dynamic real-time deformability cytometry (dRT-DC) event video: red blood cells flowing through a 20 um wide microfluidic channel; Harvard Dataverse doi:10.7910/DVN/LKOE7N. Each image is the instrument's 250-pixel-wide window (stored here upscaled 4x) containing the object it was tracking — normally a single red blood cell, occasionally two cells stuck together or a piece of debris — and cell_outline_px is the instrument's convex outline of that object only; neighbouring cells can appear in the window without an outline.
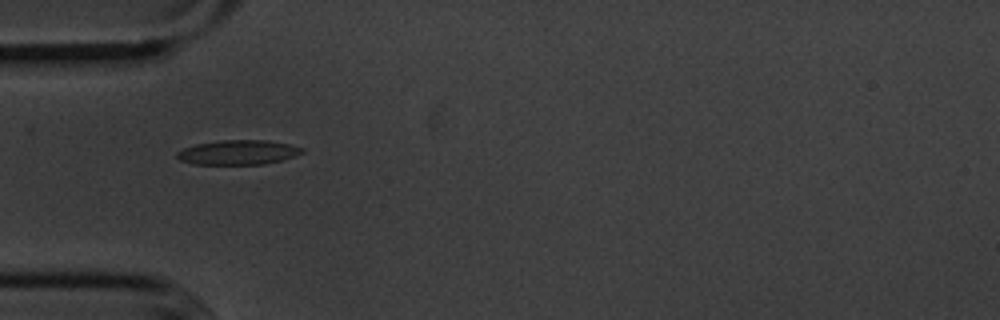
{"species": "common noctule bat (a hibernating species)", "species_latin": "Nyctalus noctula", "temperature_condition": "cold", "stored_images_in_passage": 39, "camera_frame_rate_fps": 3000, "um_per_image_px": 0.085, "animal": {"sex": "male", "body_mass_g": 20.1, "forearm_length_mm": 53.5}, "frame": {"image": 1, "passage_image": 1, "time_ms": 0.0, "image_size_px": [1000, 320], "cell_outline_px": [[304, 152], [296, 156], [264, 164], [192, 164], [180, 160], [176, 156], [176, 152], [184, 148], [196, 144], [220, 140], [264, 140], [288, 144], [304, 148]], "centroid_in_image_um": [20.23, 12.95], "position_along_channel_um": 64.8, "area_um2": 17.86}}
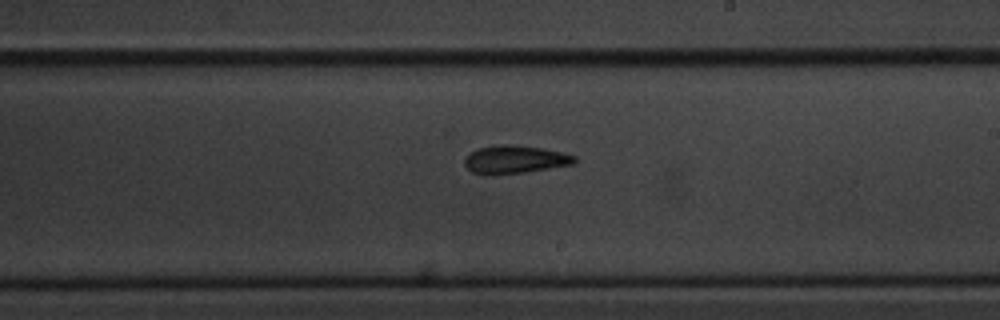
{"frame": {"image": 2, "passage_image": 16, "time_ms": 5.0, "image_size_px": [1000, 320], "cell_outline_px": [[576, 160], [572, 164], [524, 172], [492, 176], [472, 172], [464, 164], [464, 160], [472, 152], [480, 148], [500, 144], [508, 144], [540, 148], [560, 152], [576, 156]], "centroid_in_image_um": [43.73, 13.57], "position_along_channel_um": 245.3, "area_um2": 17.69}}
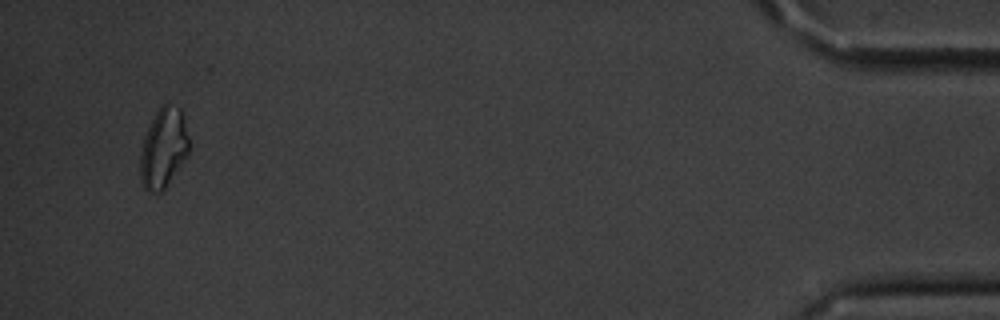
{"frame": {"image": 3, "passage_image": 37, "time_ms": 12.0, "image_size_px": [1000, 320], "cell_outline_px": [[188, 156], [164, 188], [160, 192], [148, 192], [144, 188], [140, 176], [140, 156], [144, 136], [156, 112], [164, 104], [168, 104], [180, 108], [184, 116], [188, 136]], "centroid_in_image_um": [13.9, 12.6], "position_along_channel_um": 421.3, "area_um2": 22.43}, "authors_computed_cell_mechanics": {"area_um2": 18.0336, "velocity_mm_per_s": 3.6084, "shape_relaxation_time_tau1_ms": null, "shape_relaxation_time_tau2_ms": 2.3367, "deformation_change_tau1": null, "deformation_change_tau2": 0.0947}}